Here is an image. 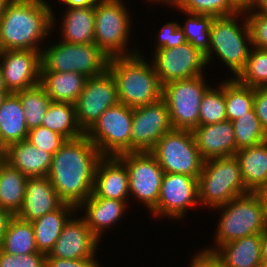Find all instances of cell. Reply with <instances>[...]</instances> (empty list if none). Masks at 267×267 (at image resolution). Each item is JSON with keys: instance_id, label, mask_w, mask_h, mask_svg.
<instances>
[{"instance_id": "cell-1", "label": "cell", "mask_w": 267, "mask_h": 267, "mask_svg": "<svg viewBox=\"0 0 267 267\" xmlns=\"http://www.w3.org/2000/svg\"><path fill=\"white\" fill-rule=\"evenodd\" d=\"M102 157L85 134L67 140L52 155L48 177L65 203L78 207L93 193L95 170Z\"/></svg>"}, {"instance_id": "cell-2", "label": "cell", "mask_w": 267, "mask_h": 267, "mask_svg": "<svg viewBox=\"0 0 267 267\" xmlns=\"http://www.w3.org/2000/svg\"><path fill=\"white\" fill-rule=\"evenodd\" d=\"M51 6L47 0H9L0 16L3 51L41 52L42 43L50 35L52 37L54 28L57 29L56 22L59 21Z\"/></svg>"}, {"instance_id": "cell-3", "label": "cell", "mask_w": 267, "mask_h": 267, "mask_svg": "<svg viewBox=\"0 0 267 267\" xmlns=\"http://www.w3.org/2000/svg\"><path fill=\"white\" fill-rule=\"evenodd\" d=\"M140 52L110 58L108 63V70L116 82L120 103L131 108L161 100L163 93V85L152 63Z\"/></svg>"}, {"instance_id": "cell-4", "label": "cell", "mask_w": 267, "mask_h": 267, "mask_svg": "<svg viewBox=\"0 0 267 267\" xmlns=\"http://www.w3.org/2000/svg\"><path fill=\"white\" fill-rule=\"evenodd\" d=\"M251 48L250 30L245 13L215 17L210 29V47L205 55L206 64L209 66L215 57L220 59V63L222 62L231 72L230 77L226 78L235 79L244 69Z\"/></svg>"}, {"instance_id": "cell-5", "label": "cell", "mask_w": 267, "mask_h": 267, "mask_svg": "<svg viewBox=\"0 0 267 267\" xmlns=\"http://www.w3.org/2000/svg\"><path fill=\"white\" fill-rule=\"evenodd\" d=\"M222 211L214 234V245L203 251L213 253L227 242L249 235L260 234L267 227V212L260 198L253 192L230 200L227 204L213 208ZM214 247V248H213Z\"/></svg>"}, {"instance_id": "cell-6", "label": "cell", "mask_w": 267, "mask_h": 267, "mask_svg": "<svg viewBox=\"0 0 267 267\" xmlns=\"http://www.w3.org/2000/svg\"><path fill=\"white\" fill-rule=\"evenodd\" d=\"M124 0H100L94 6V43L109 58L130 56L140 51L139 47L128 48L132 34L133 13Z\"/></svg>"}, {"instance_id": "cell-7", "label": "cell", "mask_w": 267, "mask_h": 267, "mask_svg": "<svg viewBox=\"0 0 267 267\" xmlns=\"http://www.w3.org/2000/svg\"><path fill=\"white\" fill-rule=\"evenodd\" d=\"M248 193L235 155L204 161L198 178L201 207L212 210Z\"/></svg>"}, {"instance_id": "cell-8", "label": "cell", "mask_w": 267, "mask_h": 267, "mask_svg": "<svg viewBox=\"0 0 267 267\" xmlns=\"http://www.w3.org/2000/svg\"><path fill=\"white\" fill-rule=\"evenodd\" d=\"M41 50V72H77L87 78L104 73L109 57L95 43L52 41Z\"/></svg>"}, {"instance_id": "cell-9", "label": "cell", "mask_w": 267, "mask_h": 267, "mask_svg": "<svg viewBox=\"0 0 267 267\" xmlns=\"http://www.w3.org/2000/svg\"><path fill=\"white\" fill-rule=\"evenodd\" d=\"M205 75L175 80L163 85L162 99L170 114L173 129L193 131L199 126L200 104L211 86Z\"/></svg>"}, {"instance_id": "cell-10", "label": "cell", "mask_w": 267, "mask_h": 267, "mask_svg": "<svg viewBox=\"0 0 267 267\" xmlns=\"http://www.w3.org/2000/svg\"><path fill=\"white\" fill-rule=\"evenodd\" d=\"M150 152L156 157L164 173L199 178L204 160L192 131L171 129L158 140Z\"/></svg>"}, {"instance_id": "cell-11", "label": "cell", "mask_w": 267, "mask_h": 267, "mask_svg": "<svg viewBox=\"0 0 267 267\" xmlns=\"http://www.w3.org/2000/svg\"><path fill=\"white\" fill-rule=\"evenodd\" d=\"M133 108L117 104L108 108L85 133L102 156L131 152Z\"/></svg>"}, {"instance_id": "cell-12", "label": "cell", "mask_w": 267, "mask_h": 267, "mask_svg": "<svg viewBox=\"0 0 267 267\" xmlns=\"http://www.w3.org/2000/svg\"><path fill=\"white\" fill-rule=\"evenodd\" d=\"M126 166L130 198L150 212L157 206L164 171L151 152H128L117 156Z\"/></svg>"}, {"instance_id": "cell-13", "label": "cell", "mask_w": 267, "mask_h": 267, "mask_svg": "<svg viewBox=\"0 0 267 267\" xmlns=\"http://www.w3.org/2000/svg\"><path fill=\"white\" fill-rule=\"evenodd\" d=\"M195 207H200L198 179L185 174L164 173L157 206L151 216L181 221L187 217V211Z\"/></svg>"}, {"instance_id": "cell-14", "label": "cell", "mask_w": 267, "mask_h": 267, "mask_svg": "<svg viewBox=\"0 0 267 267\" xmlns=\"http://www.w3.org/2000/svg\"><path fill=\"white\" fill-rule=\"evenodd\" d=\"M119 103L116 82L108 69L87 78L74 103L78 126L86 133L108 108Z\"/></svg>"}, {"instance_id": "cell-15", "label": "cell", "mask_w": 267, "mask_h": 267, "mask_svg": "<svg viewBox=\"0 0 267 267\" xmlns=\"http://www.w3.org/2000/svg\"><path fill=\"white\" fill-rule=\"evenodd\" d=\"M150 58L162 85L205 74V55L191 43L185 42L173 48H160Z\"/></svg>"}, {"instance_id": "cell-16", "label": "cell", "mask_w": 267, "mask_h": 267, "mask_svg": "<svg viewBox=\"0 0 267 267\" xmlns=\"http://www.w3.org/2000/svg\"><path fill=\"white\" fill-rule=\"evenodd\" d=\"M171 129L169 110L163 99L133 108L131 152H150Z\"/></svg>"}, {"instance_id": "cell-17", "label": "cell", "mask_w": 267, "mask_h": 267, "mask_svg": "<svg viewBox=\"0 0 267 267\" xmlns=\"http://www.w3.org/2000/svg\"><path fill=\"white\" fill-rule=\"evenodd\" d=\"M0 67L5 87L16 93L40 84L41 52L34 50H6L0 55Z\"/></svg>"}, {"instance_id": "cell-18", "label": "cell", "mask_w": 267, "mask_h": 267, "mask_svg": "<svg viewBox=\"0 0 267 267\" xmlns=\"http://www.w3.org/2000/svg\"><path fill=\"white\" fill-rule=\"evenodd\" d=\"M99 242L77 211L65 224L55 246L46 257L71 260L98 257Z\"/></svg>"}, {"instance_id": "cell-19", "label": "cell", "mask_w": 267, "mask_h": 267, "mask_svg": "<svg viewBox=\"0 0 267 267\" xmlns=\"http://www.w3.org/2000/svg\"><path fill=\"white\" fill-rule=\"evenodd\" d=\"M129 203L130 201L94 197L91 194L77 207V211H80L79 213L82 215L84 214L81 217L85 220L92 233L101 241L100 238H103L102 236L105 234L104 232H107V229L113 228L114 230V226L125 218V212L128 211L130 206Z\"/></svg>"}, {"instance_id": "cell-20", "label": "cell", "mask_w": 267, "mask_h": 267, "mask_svg": "<svg viewBox=\"0 0 267 267\" xmlns=\"http://www.w3.org/2000/svg\"><path fill=\"white\" fill-rule=\"evenodd\" d=\"M94 197H104L119 201H131L128 172L125 164L117 156H103L96 167Z\"/></svg>"}, {"instance_id": "cell-21", "label": "cell", "mask_w": 267, "mask_h": 267, "mask_svg": "<svg viewBox=\"0 0 267 267\" xmlns=\"http://www.w3.org/2000/svg\"><path fill=\"white\" fill-rule=\"evenodd\" d=\"M64 203L48 176L28 177L23 205L16 216L32 222L46 213L59 209Z\"/></svg>"}, {"instance_id": "cell-22", "label": "cell", "mask_w": 267, "mask_h": 267, "mask_svg": "<svg viewBox=\"0 0 267 267\" xmlns=\"http://www.w3.org/2000/svg\"><path fill=\"white\" fill-rule=\"evenodd\" d=\"M192 132L204 161L232 156L238 151L234 127L229 120L198 126Z\"/></svg>"}, {"instance_id": "cell-23", "label": "cell", "mask_w": 267, "mask_h": 267, "mask_svg": "<svg viewBox=\"0 0 267 267\" xmlns=\"http://www.w3.org/2000/svg\"><path fill=\"white\" fill-rule=\"evenodd\" d=\"M262 233L245 236L219 246L213 255L223 267H264Z\"/></svg>"}, {"instance_id": "cell-24", "label": "cell", "mask_w": 267, "mask_h": 267, "mask_svg": "<svg viewBox=\"0 0 267 267\" xmlns=\"http://www.w3.org/2000/svg\"><path fill=\"white\" fill-rule=\"evenodd\" d=\"M6 160L26 177L48 176L52 154L42 151L27 140L6 147Z\"/></svg>"}, {"instance_id": "cell-25", "label": "cell", "mask_w": 267, "mask_h": 267, "mask_svg": "<svg viewBox=\"0 0 267 267\" xmlns=\"http://www.w3.org/2000/svg\"><path fill=\"white\" fill-rule=\"evenodd\" d=\"M76 212V206L64 203L59 209L46 213L31 222L38 252L49 254L65 224Z\"/></svg>"}, {"instance_id": "cell-26", "label": "cell", "mask_w": 267, "mask_h": 267, "mask_svg": "<svg viewBox=\"0 0 267 267\" xmlns=\"http://www.w3.org/2000/svg\"><path fill=\"white\" fill-rule=\"evenodd\" d=\"M61 20V41L71 44L94 43V6L65 8Z\"/></svg>"}, {"instance_id": "cell-27", "label": "cell", "mask_w": 267, "mask_h": 267, "mask_svg": "<svg viewBox=\"0 0 267 267\" xmlns=\"http://www.w3.org/2000/svg\"><path fill=\"white\" fill-rule=\"evenodd\" d=\"M249 192H255L267 181V140L252 147L238 150L235 154Z\"/></svg>"}, {"instance_id": "cell-28", "label": "cell", "mask_w": 267, "mask_h": 267, "mask_svg": "<svg viewBox=\"0 0 267 267\" xmlns=\"http://www.w3.org/2000/svg\"><path fill=\"white\" fill-rule=\"evenodd\" d=\"M87 80L77 72H41L40 85L52 102L74 104L80 96Z\"/></svg>"}, {"instance_id": "cell-29", "label": "cell", "mask_w": 267, "mask_h": 267, "mask_svg": "<svg viewBox=\"0 0 267 267\" xmlns=\"http://www.w3.org/2000/svg\"><path fill=\"white\" fill-rule=\"evenodd\" d=\"M28 128L19 97L9 93L0 107V139L7 147L27 139Z\"/></svg>"}, {"instance_id": "cell-30", "label": "cell", "mask_w": 267, "mask_h": 267, "mask_svg": "<svg viewBox=\"0 0 267 267\" xmlns=\"http://www.w3.org/2000/svg\"><path fill=\"white\" fill-rule=\"evenodd\" d=\"M28 177L6 160H0V208L16 215L23 205Z\"/></svg>"}, {"instance_id": "cell-31", "label": "cell", "mask_w": 267, "mask_h": 267, "mask_svg": "<svg viewBox=\"0 0 267 267\" xmlns=\"http://www.w3.org/2000/svg\"><path fill=\"white\" fill-rule=\"evenodd\" d=\"M42 126L62 135L66 140H73L85 133L78 126L75 104L51 102L45 113Z\"/></svg>"}, {"instance_id": "cell-32", "label": "cell", "mask_w": 267, "mask_h": 267, "mask_svg": "<svg viewBox=\"0 0 267 267\" xmlns=\"http://www.w3.org/2000/svg\"><path fill=\"white\" fill-rule=\"evenodd\" d=\"M1 249L15 256L38 252L32 223L13 215L7 224Z\"/></svg>"}, {"instance_id": "cell-33", "label": "cell", "mask_w": 267, "mask_h": 267, "mask_svg": "<svg viewBox=\"0 0 267 267\" xmlns=\"http://www.w3.org/2000/svg\"><path fill=\"white\" fill-rule=\"evenodd\" d=\"M255 88L240 84L236 79L224 80L227 120L234 121L254 109Z\"/></svg>"}, {"instance_id": "cell-34", "label": "cell", "mask_w": 267, "mask_h": 267, "mask_svg": "<svg viewBox=\"0 0 267 267\" xmlns=\"http://www.w3.org/2000/svg\"><path fill=\"white\" fill-rule=\"evenodd\" d=\"M15 94L22 104L28 130L41 126L43 117L52 102L45 89L39 84Z\"/></svg>"}, {"instance_id": "cell-35", "label": "cell", "mask_w": 267, "mask_h": 267, "mask_svg": "<svg viewBox=\"0 0 267 267\" xmlns=\"http://www.w3.org/2000/svg\"><path fill=\"white\" fill-rule=\"evenodd\" d=\"M180 11L188 17L183 24H179L186 41L206 55L210 47V29L215 16Z\"/></svg>"}, {"instance_id": "cell-36", "label": "cell", "mask_w": 267, "mask_h": 267, "mask_svg": "<svg viewBox=\"0 0 267 267\" xmlns=\"http://www.w3.org/2000/svg\"><path fill=\"white\" fill-rule=\"evenodd\" d=\"M237 150L252 147L267 140V132L262 127L254 109L232 121Z\"/></svg>"}, {"instance_id": "cell-37", "label": "cell", "mask_w": 267, "mask_h": 267, "mask_svg": "<svg viewBox=\"0 0 267 267\" xmlns=\"http://www.w3.org/2000/svg\"><path fill=\"white\" fill-rule=\"evenodd\" d=\"M227 120L224 96V80L212 85L204 93L200 104L199 126L219 123Z\"/></svg>"}, {"instance_id": "cell-38", "label": "cell", "mask_w": 267, "mask_h": 267, "mask_svg": "<svg viewBox=\"0 0 267 267\" xmlns=\"http://www.w3.org/2000/svg\"><path fill=\"white\" fill-rule=\"evenodd\" d=\"M235 79L252 88L267 86V49L252 47L244 69Z\"/></svg>"}, {"instance_id": "cell-39", "label": "cell", "mask_w": 267, "mask_h": 267, "mask_svg": "<svg viewBox=\"0 0 267 267\" xmlns=\"http://www.w3.org/2000/svg\"><path fill=\"white\" fill-rule=\"evenodd\" d=\"M190 13L226 17L239 13L228 0H178L169 8Z\"/></svg>"}, {"instance_id": "cell-40", "label": "cell", "mask_w": 267, "mask_h": 267, "mask_svg": "<svg viewBox=\"0 0 267 267\" xmlns=\"http://www.w3.org/2000/svg\"><path fill=\"white\" fill-rule=\"evenodd\" d=\"M26 140L35 147L52 155L67 141L62 135L42 125L29 130Z\"/></svg>"}, {"instance_id": "cell-41", "label": "cell", "mask_w": 267, "mask_h": 267, "mask_svg": "<svg viewBox=\"0 0 267 267\" xmlns=\"http://www.w3.org/2000/svg\"><path fill=\"white\" fill-rule=\"evenodd\" d=\"M157 33L154 40V50L160 48H173L186 42L185 34L177 21H168L162 25L161 29L155 31Z\"/></svg>"}, {"instance_id": "cell-42", "label": "cell", "mask_w": 267, "mask_h": 267, "mask_svg": "<svg viewBox=\"0 0 267 267\" xmlns=\"http://www.w3.org/2000/svg\"><path fill=\"white\" fill-rule=\"evenodd\" d=\"M248 22L252 47L267 49V16L248 11Z\"/></svg>"}, {"instance_id": "cell-43", "label": "cell", "mask_w": 267, "mask_h": 267, "mask_svg": "<svg viewBox=\"0 0 267 267\" xmlns=\"http://www.w3.org/2000/svg\"><path fill=\"white\" fill-rule=\"evenodd\" d=\"M45 257L41 252L15 256L0 248V267H45Z\"/></svg>"}, {"instance_id": "cell-44", "label": "cell", "mask_w": 267, "mask_h": 267, "mask_svg": "<svg viewBox=\"0 0 267 267\" xmlns=\"http://www.w3.org/2000/svg\"><path fill=\"white\" fill-rule=\"evenodd\" d=\"M97 259V257L76 260L45 257V267H104Z\"/></svg>"}, {"instance_id": "cell-45", "label": "cell", "mask_w": 267, "mask_h": 267, "mask_svg": "<svg viewBox=\"0 0 267 267\" xmlns=\"http://www.w3.org/2000/svg\"><path fill=\"white\" fill-rule=\"evenodd\" d=\"M254 111L267 132V86L255 88Z\"/></svg>"}, {"instance_id": "cell-46", "label": "cell", "mask_w": 267, "mask_h": 267, "mask_svg": "<svg viewBox=\"0 0 267 267\" xmlns=\"http://www.w3.org/2000/svg\"><path fill=\"white\" fill-rule=\"evenodd\" d=\"M191 259L187 267H223L213 253L203 251L202 249L194 253Z\"/></svg>"}, {"instance_id": "cell-47", "label": "cell", "mask_w": 267, "mask_h": 267, "mask_svg": "<svg viewBox=\"0 0 267 267\" xmlns=\"http://www.w3.org/2000/svg\"><path fill=\"white\" fill-rule=\"evenodd\" d=\"M62 2L66 8H85L89 6H95L100 0H57Z\"/></svg>"}, {"instance_id": "cell-48", "label": "cell", "mask_w": 267, "mask_h": 267, "mask_svg": "<svg viewBox=\"0 0 267 267\" xmlns=\"http://www.w3.org/2000/svg\"><path fill=\"white\" fill-rule=\"evenodd\" d=\"M229 3L239 12L251 11L255 5V0H228Z\"/></svg>"}, {"instance_id": "cell-49", "label": "cell", "mask_w": 267, "mask_h": 267, "mask_svg": "<svg viewBox=\"0 0 267 267\" xmlns=\"http://www.w3.org/2000/svg\"><path fill=\"white\" fill-rule=\"evenodd\" d=\"M13 215L6 209L0 208V248L3 243V236L6 231L7 224Z\"/></svg>"}, {"instance_id": "cell-50", "label": "cell", "mask_w": 267, "mask_h": 267, "mask_svg": "<svg viewBox=\"0 0 267 267\" xmlns=\"http://www.w3.org/2000/svg\"><path fill=\"white\" fill-rule=\"evenodd\" d=\"M261 201V204L264 206L267 212V181L254 192Z\"/></svg>"}, {"instance_id": "cell-51", "label": "cell", "mask_w": 267, "mask_h": 267, "mask_svg": "<svg viewBox=\"0 0 267 267\" xmlns=\"http://www.w3.org/2000/svg\"><path fill=\"white\" fill-rule=\"evenodd\" d=\"M261 254H262L263 266L267 267V227L262 232Z\"/></svg>"}, {"instance_id": "cell-52", "label": "cell", "mask_w": 267, "mask_h": 267, "mask_svg": "<svg viewBox=\"0 0 267 267\" xmlns=\"http://www.w3.org/2000/svg\"><path fill=\"white\" fill-rule=\"evenodd\" d=\"M251 11L267 16V0H255V5Z\"/></svg>"}, {"instance_id": "cell-53", "label": "cell", "mask_w": 267, "mask_h": 267, "mask_svg": "<svg viewBox=\"0 0 267 267\" xmlns=\"http://www.w3.org/2000/svg\"><path fill=\"white\" fill-rule=\"evenodd\" d=\"M146 1H148V0H146ZM178 0H149V2L151 3L152 2V5L153 4H155V3H157L158 5H160V3H161V5L162 4H167V6H169V5H173V4H175L176 2H177ZM155 2V3H154Z\"/></svg>"}, {"instance_id": "cell-54", "label": "cell", "mask_w": 267, "mask_h": 267, "mask_svg": "<svg viewBox=\"0 0 267 267\" xmlns=\"http://www.w3.org/2000/svg\"><path fill=\"white\" fill-rule=\"evenodd\" d=\"M5 155H6V146L0 139V160H3L5 158Z\"/></svg>"}, {"instance_id": "cell-55", "label": "cell", "mask_w": 267, "mask_h": 267, "mask_svg": "<svg viewBox=\"0 0 267 267\" xmlns=\"http://www.w3.org/2000/svg\"><path fill=\"white\" fill-rule=\"evenodd\" d=\"M0 91H7L5 84H4L1 67H0Z\"/></svg>"}, {"instance_id": "cell-56", "label": "cell", "mask_w": 267, "mask_h": 267, "mask_svg": "<svg viewBox=\"0 0 267 267\" xmlns=\"http://www.w3.org/2000/svg\"><path fill=\"white\" fill-rule=\"evenodd\" d=\"M8 94V91H0V107L2 106V103Z\"/></svg>"}, {"instance_id": "cell-57", "label": "cell", "mask_w": 267, "mask_h": 267, "mask_svg": "<svg viewBox=\"0 0 267 267\" xmlns=\"http://www.w3.org/2000/svg\"><path fill=\"white\" fill-rule=\"evenodd\" d=\"M9 0H0V16L4 10V7L6 5V3L8 2Z\"/></svg>"}, {"instance_id": "cell-58", "label": "cell", "mask_w": 267, "mask_h": 267, "mask_svg": "<svg viewBox=\"0 0 267 267\" xmlns=\"http://www.w3.org/2000/svg\"><path fill=\"white\" fill-rule=\"evenodd\" d=\"M3 49H2V44H1V41H0V55L2 53Z\"/></svg>"}]
</instances>
